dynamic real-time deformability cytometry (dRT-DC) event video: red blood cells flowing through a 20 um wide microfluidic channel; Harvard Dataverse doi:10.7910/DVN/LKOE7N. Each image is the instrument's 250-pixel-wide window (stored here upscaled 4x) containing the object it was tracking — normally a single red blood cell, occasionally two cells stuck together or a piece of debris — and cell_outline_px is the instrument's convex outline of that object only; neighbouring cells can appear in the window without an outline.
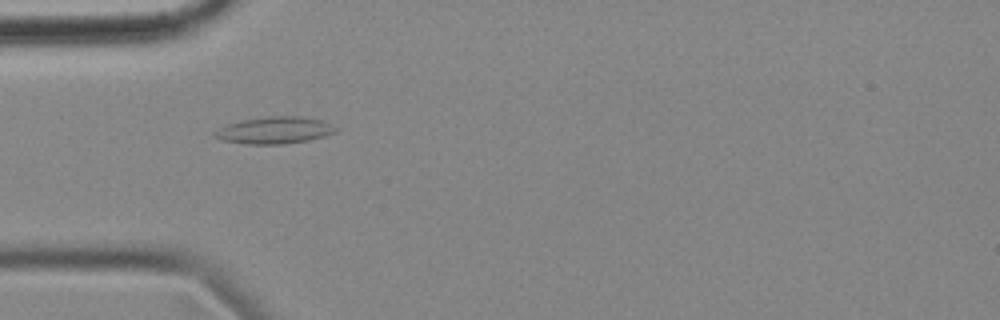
{"species": "common noctule bat (a hibernating species)", "species_latin": "Nyctalus noctula", "temperature_condition": "cold", "stored_images_in_passage": 42, "camera_frame_rate_fps": 3000, "um_per_image_px": 0.085, "animal": {"sex": "female", "body_mass_g": 18.4}, "frame": {"image": 1, "passage_image": 17, "time_ms": 5.333, "image_size_px": [1000, 320], "cell_outline_px": [[340, 128], [336, 132], [324, 136], [308, 140], [284, 144], [248, 144], [220, 140], [212, 136], [212, 132], [228, 124], [240, 120], [268, 116], [300, 116], [320, 120], [332, 124]], "centroid_in_image_um": [23.33, 11.07], "position_along_channel_um": 61.7, "area_um2": 19.13}}
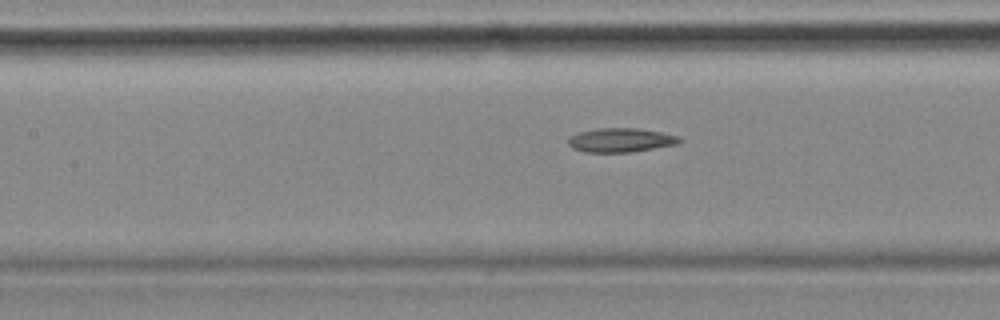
{"frame": {"image": 2, "passage_image": 25, "time_ms": 8.0, "image_size_px": [1000, 320], "cell_outline_px": [[684, 140], [680, 144], [628, 152], [584, 152], [572, 148], [568, 144], [568, 140], [572, 136], [580, 132], [596, 128], [636, 128], [660, 132], [680, 136]], "centroid_in_image_um": [52.81, 11.91], "position_along_channel_um": 154.6, "area_um2": 15.61}}
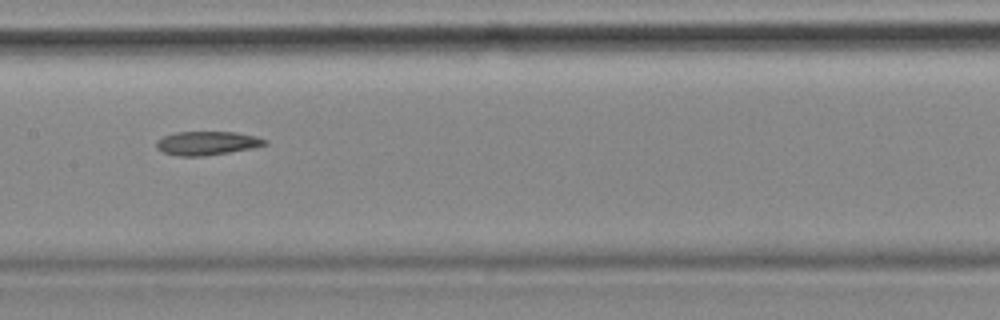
{"frame": {"image": 3, "passage_image": 28, "time_ms": 9.0, "image_size_px": [1000, 320], "cell_outline_px": [[268, 144], [252, 148], [204, 156], [176, 156], [164, 152], [156, 148], [156, 140], [164, 136], [176, 132], [236, 132], [256, 136], [268, 140]], "centroid_in_image_um": [17.6, 12.17], "position_along_channel_um": 189.8, "area_um2": 15.03}}